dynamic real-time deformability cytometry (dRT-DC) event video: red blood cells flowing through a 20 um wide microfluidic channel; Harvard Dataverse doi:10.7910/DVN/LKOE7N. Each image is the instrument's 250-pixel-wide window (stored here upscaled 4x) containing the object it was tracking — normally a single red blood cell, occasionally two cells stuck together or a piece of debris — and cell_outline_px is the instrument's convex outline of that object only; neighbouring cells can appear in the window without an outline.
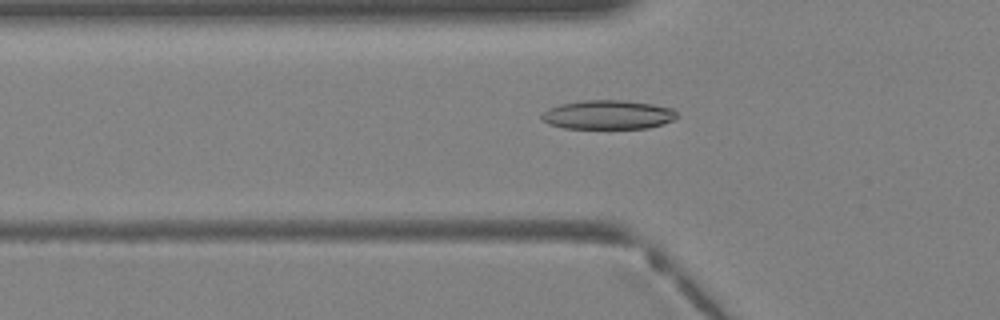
{"species": "Egyptian fruit bat (a non-hibernating species)", "species_latin": "Rousettus aegyptiacus", "temperature_condition": "warm", "stored_images_in_passage": 40, "camera_frame_rate_fps": 3000, "um_per_image_px": 0.085, "animal": {"sex": "female"}, "frame": {"image": 1, "passage_image": 14, "time_ms": 4.333, "image_size_px": [1000, 320], "cell_outline_px": [[676, 116], [672, 120], [664, 124], [648, 128], [564, 128], [548, 124], [540, 116], [548, 108], [560, 104], [584, 100], [624, 100], [652, 104], [672, 108], [676, 112]], "centroid_in_image_um": [51.67, 9.75], "position_along_channel_um": 74.1, "area_um2": 22.83}}
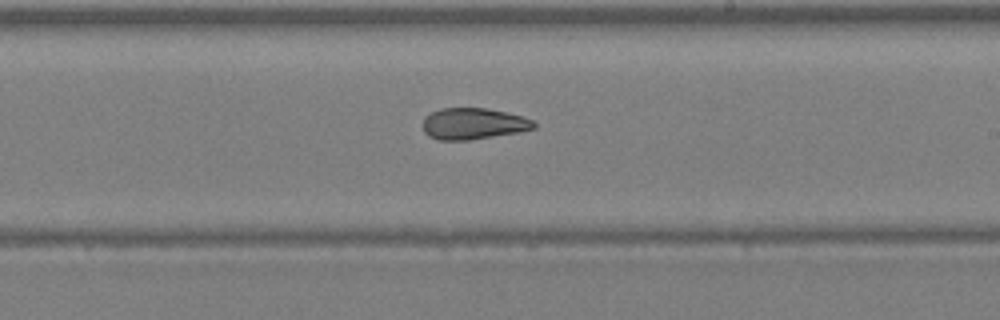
{"frame": {"image": 2, "passage_image": 24, "time_ms": 7.667, "image_size_px": [1000, 320], "cell_outline_px": [[536, 128], [520, 132], [468, 140], [440, 140], [428, 136], [424, 132], [420, 124], [424, 116], [440, 108], [484, 108], [524, 116], [532, 120], [536, 124]], "centroid_in_image_um": [40.19, 10.52], "position_along_channel_um": 248.8, "area_um2": 20.52}}
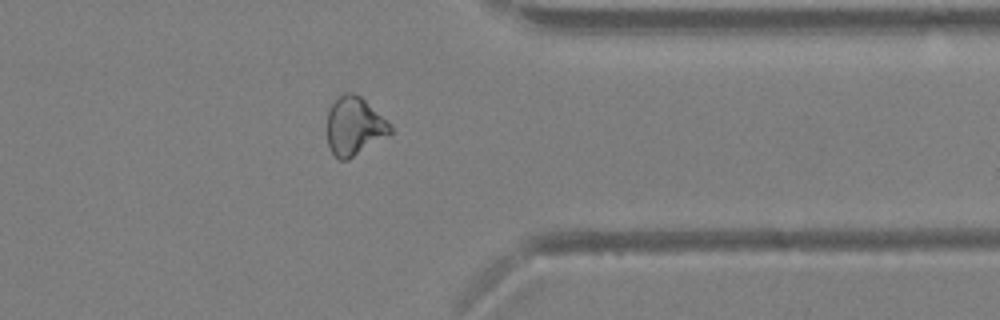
{"frame": {"image": 3, "passage_image": 32, "time_ms": 10.333, "image_size_px": [1000, 320], "cell_outline_px": [[392, 132], [388, 136], [348, 160], [340, 160], [332, 152], [328, 144], [328, 112], [332, 104], [344, 92], [352, 92], [360, 96], [392, 124]], "centroid_in_image_um": [30.15, 10.73], "position_along_channel_um": 381.3, "area_um2": 21.39}}